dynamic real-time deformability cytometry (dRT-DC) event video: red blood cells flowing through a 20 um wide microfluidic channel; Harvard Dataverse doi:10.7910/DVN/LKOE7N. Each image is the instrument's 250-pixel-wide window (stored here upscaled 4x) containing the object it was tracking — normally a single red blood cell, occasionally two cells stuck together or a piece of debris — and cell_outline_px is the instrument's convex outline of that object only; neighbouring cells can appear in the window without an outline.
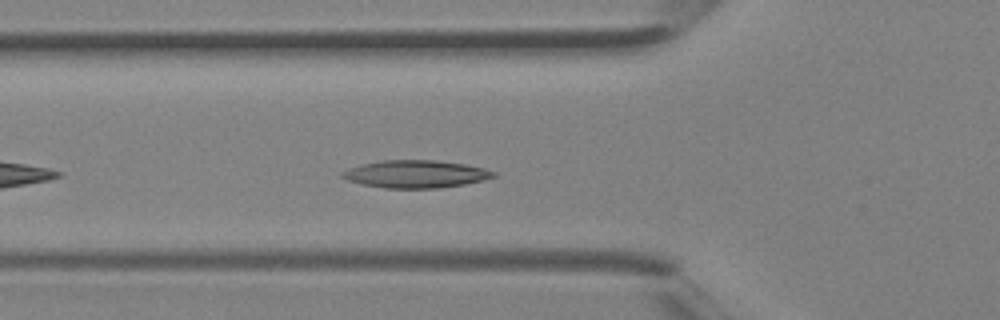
{"species": "Egyptian fruit bat (a non-hibernating species)", "species_latin": "Rousettus aegyptiacus", "temperature_condition": "room temperature", "stored_images_in_passage": 26, "camera_frame_rate_fps": 3000, "um_per_image_px": 0.085, "animal": {"sex": "female"}, "frame": {"image": 1, "passage_image": 4, "time_ms": 1.0, "image_size_px": [1000, 320], "cell_outline_px": [[496, 176], [484, 180], [464, 184], [436, 188], [384, 188], [360, 184], [348, 180], [340, 176], [340, 172], [348, 168], [360, 164], [380, 160], [436, 160], [464, 164], [484, 168], [496, 172]], "centroid_in_image_um": [35.29, 14.79], "position_along_channel_um": 90.5, "area_um2": 24.45}}
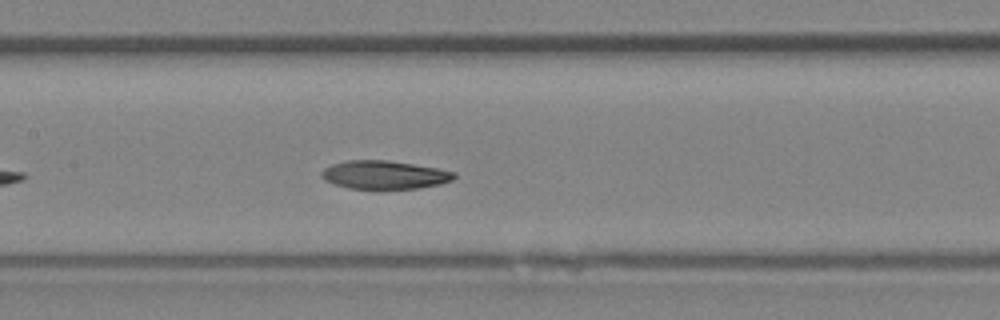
{"frame": {"image": 2, "passage_image": 9, "time_ms": 2.667, "image_size_px": [1000, 320], "cell_outline_px": [[456, 176], [452, 180], [440, 184], [416, 188], [380, 192], [376, 192], [348, 188], [324, 180], [320, 176], [324, 168], [332, 164], [348, 160], [388, 160], [440, 168], [456, 172]], "centroid_in_image_um": [32.68, 14.9], "position_along_channel_um": 174.7, "area_um2": 22.83}}
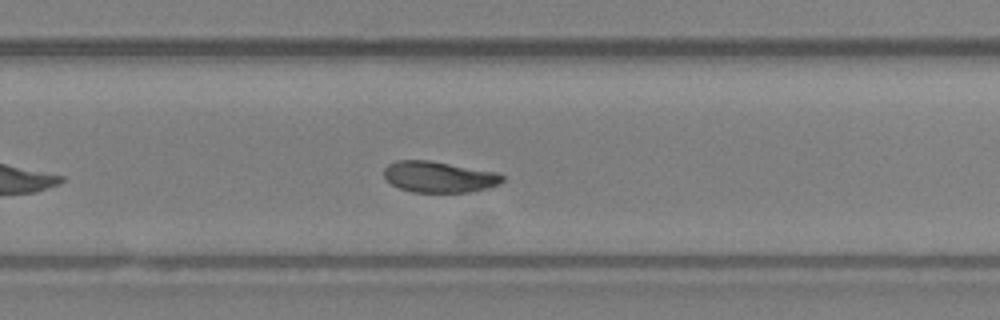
{"frame": {"image": 3, "passage_image": 16, "time_ms": 5.0, "image_size_px": [1000, 320], "cell_outline_px": [[504, 180], [488, 188], [468, 192], [412, 192], [400, 188], [392, 184], [384, 176], [384, 168], [388, 164], [396, 160], [428, 160], [496, 172], [504, 176]], "centroid_in_image_um": [37.29, 15.03], "position_along_channel_um": 292.5, "area_um2": 21.27}}